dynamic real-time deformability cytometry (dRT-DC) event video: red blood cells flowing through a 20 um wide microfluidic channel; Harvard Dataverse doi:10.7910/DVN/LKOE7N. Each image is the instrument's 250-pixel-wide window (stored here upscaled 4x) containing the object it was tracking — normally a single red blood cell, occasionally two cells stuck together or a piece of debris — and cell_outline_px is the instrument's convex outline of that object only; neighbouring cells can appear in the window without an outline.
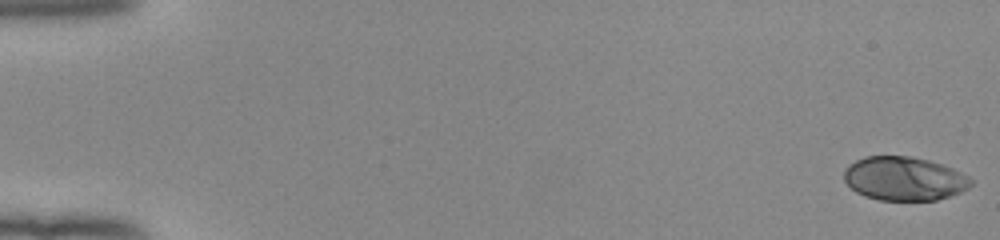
{"species": "human", "species_latin": "Homo sapiens", "temperature_condition": "room temperature", "stored_images_in_passage": 53, "camera_frame_rate_fps": 3000, "um_per_image_px": 0.085, "donor": {"sex": "female"}, "frame": {"image": 1, "passage_image": 1, "time_ms": 0.0, "image_size_px": [1000, 240], "cell_outline_px": [[972, 184], [968, 188], [960, 192], [936, 200], [880, 200], [864, 196], [856, 192], [844, 180], [844, 168], [848, 164], [864, 156], [912, 156], [928, 160], [952, 168], [968, 176], [972, 180]], "centroid_in_image_um": [76.83, 15.18], "position_along_channel_um": 8.2, "area_um2": 32.37}}
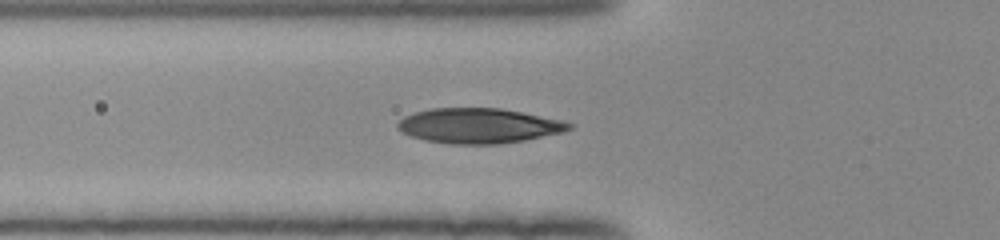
{"frame": {"image": 2, "passage_image": 20, "time_ms": 6.333, "image_size_px": [1000, 240], "cell_outline_px": [[572, 128], [564, 132], [524, 140], [500, 144], [448, 144], [424, 140], [412, 136], [396, 128], [396, 124], [404, 116], [416, 112], [432, 108], [500, 108], [564, 120], [572, 124]], "centroid_in_image_um": [40.7, 10.69], "position_along_channel_um": 85.1, "area_um2": 35.03}}
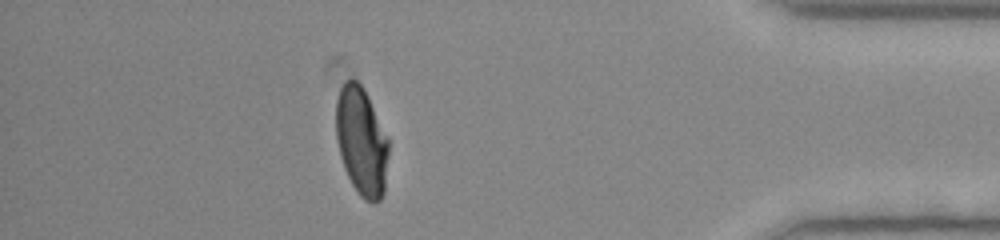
{"frame": {"image": 3, "passage_image": 47, "time_ms": 15.333, "image_size_px": [1000, 240], "cell_outline_px": [[388, 156], [384, 192], [380, 200], [372, 204], [364, 200], [356, 192], [344, 168], [340, 156], [336, 140], [336, 100], [340, 88], [344, 80], [356, 80], [364, 88], [388, 136]], "centroid_in_image_um": [30.72, 12.02], "position_along_channel_um": 404.5, "area_um2": 33.58}, "authors_computed_cell_mechanics": {"area_um2": 33.8708, "velocity_mm_per_s": 3.9712, "shape_relaxation_time_tau1_ms": 4.3439, "shape_relaxation_time_tau2_ms": null, "deformation_change_tau1": 0.1967, "deformation_change_tau2": null}}